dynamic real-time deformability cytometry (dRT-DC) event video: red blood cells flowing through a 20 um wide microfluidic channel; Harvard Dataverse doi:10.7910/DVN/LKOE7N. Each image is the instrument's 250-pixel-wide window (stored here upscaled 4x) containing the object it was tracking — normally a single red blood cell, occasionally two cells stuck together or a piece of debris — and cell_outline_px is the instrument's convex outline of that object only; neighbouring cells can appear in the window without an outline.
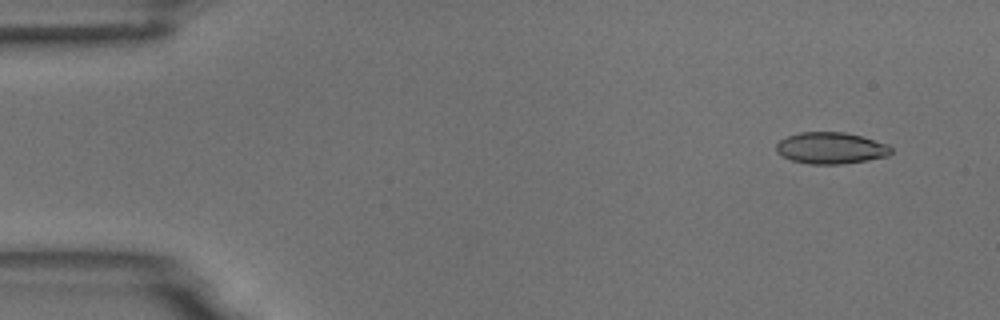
{"species": "common noctule bat (a hibernating species)", "species_latin": "Nyctalus noctula", "temperature_condition": "room temperature", "stored_images_in_passage": 6, "camera_frame_rate_fps": 3000, "um_per_image_px": 0.085, "animal": {"sex": "male", "body_mass_g": 18.8}, "frame": {"image": 1, "passage_image": 1, "time_ms": 0.0, "image_size_px": [1000, 320], "cell_outline_px": [[892, 152], [888, 156], [868, 160], [840, 164], [808, 164], [792, 160], [776, 152], [776, 144], [780, 140], [788, 136], [800, 132], [844, 132], [860, 136], [888, 144], [892, 148]], "centroid_in_image_um": [70.63, 12.59], "position_along_channel_um": 14.4, "area_um2": 21.04}}
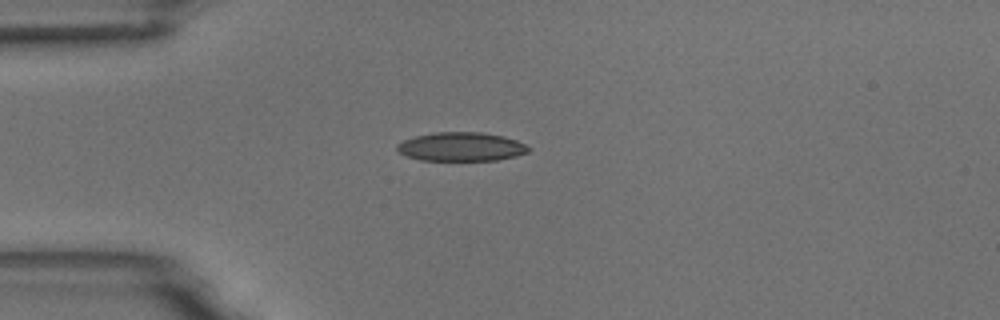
{"frame": {"image": 2, "passage_image": 4, "time_ms": 3.333, "image_size_px": [1000, 320], "cell_outline_px": [[532, 148], [528, 152], [516, 156], [496, 160], [420, 160], [408, 156], [400, 152], [396, 148], [396, 144], [404, 140], [416, 136], [436, 132], [480, 132], [504, 136], [516, 140]], "centroid_in_image_um": [39.22, 12.47], "position_along_channel_um": 45.8, "area_um2": 21.96}}
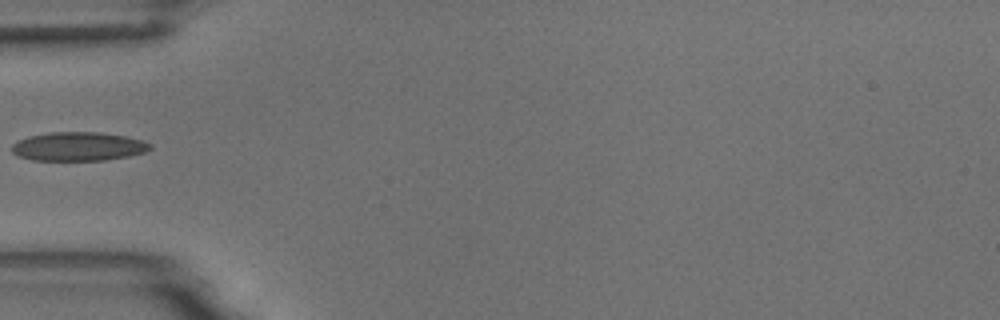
{"frame": {"image": 3, "passage_image": 5, "time_ms": 4.667, "image_size_px": [1000, 320], "cell_outline_px": [[152, 148], [144, 152], [128, 156], [104, 160], [32, 160], [16, 156], [12, 152], [12, 144], [28, 136], [52, 132], [100, 132], [124, 136], [144, 140], [152, 144]], "centroid_in_image_um": [6.66, 12.45], "position_along_channel_um": 78.3, "area_um2": 23.24}}